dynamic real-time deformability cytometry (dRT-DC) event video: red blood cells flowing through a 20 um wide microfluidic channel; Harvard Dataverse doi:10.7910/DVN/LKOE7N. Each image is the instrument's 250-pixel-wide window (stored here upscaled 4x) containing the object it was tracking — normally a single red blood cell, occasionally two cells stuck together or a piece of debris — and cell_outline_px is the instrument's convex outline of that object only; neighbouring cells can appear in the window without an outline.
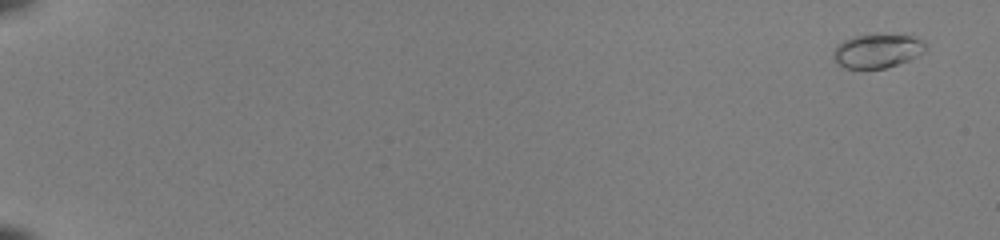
{"species": "common noctule bat (a hibernating species)", "species_latin": "Nyctalus noctula", "temperature_condition": "room temperature", "stored_images_in_passage": 53, "camera_frame_rate_fps": 3000, "um_per_image_px": 0.085, "animal": {"sex": "female", "body_mass_g": 22.0, "forearm_length_mm": 56.7}, "frame": {"image": 1, "passage_image": 3, "time_ms": 0.667, "image_size_px": [1000, 240], "cell_outline_px": [[924, 52], [908, 60], [884, 68], [844, 68], [836, 60], [836, 48], [844, 40], [852, 36], [912, 36], [920, 40], [924, 44]], "centroid_in_image_um": [74.58, 4.35], "position_along_channel_um": 10.4, "area_um2": 17.17}}
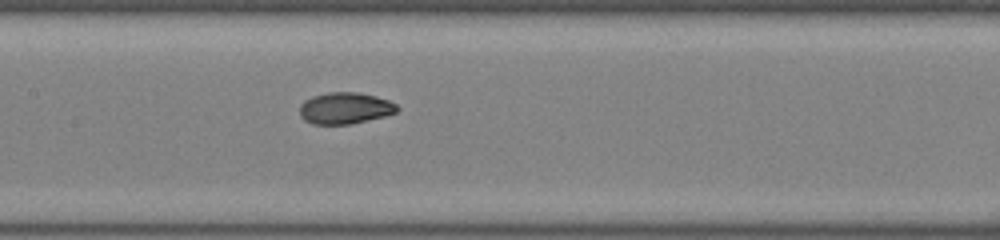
{"frame": {"image": 2, "passage_image": 30, "time_ms": 9.667, "image_size_px": [1000, 240], "cell_outline_px": [[400, 108], [396, 112], [384, 116], [352, 124], [312, 124], [304, 120], [300, 116], [300, 104], [304, 100], [312, 96], [328, 92], [356, 92], [376, 96], [388, 100], [396, 104]], "centroid_in_image_um": [29.31, 9.19], "position_along_channel_um": 178.1, "area_um2": 17.98}}
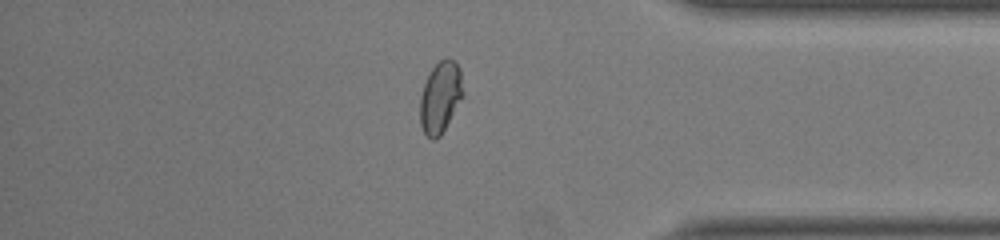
{"frame": {"image": 3, "passage_image": 47, "time_ms": 15.333, "image_size_px": [1000, 240], "cell_outline_px": [[464, 96], [440, 136], [436, 140], [432, 140], [424, 132], [420, 124], [420, 96], [424, 84], [432, 68], [444, 56], [448, 56], [456, 60], [460, 68]], "centroid_in_image_um": [37.45, 8.23], "position_along_channel_um": 397.7, "area_um2": 18.15}, "authors_computed_cell_mechanics": {"area_um2": 17.5712, "velocity_mm_per_s": 4.0936, "shape_relaxation_time_tau1_ms": 4.3688, "shape_relaxation_time_tau2_ms": null, "deformation_change_tau1": 0.1629, "deformation_change_tau2": null}}